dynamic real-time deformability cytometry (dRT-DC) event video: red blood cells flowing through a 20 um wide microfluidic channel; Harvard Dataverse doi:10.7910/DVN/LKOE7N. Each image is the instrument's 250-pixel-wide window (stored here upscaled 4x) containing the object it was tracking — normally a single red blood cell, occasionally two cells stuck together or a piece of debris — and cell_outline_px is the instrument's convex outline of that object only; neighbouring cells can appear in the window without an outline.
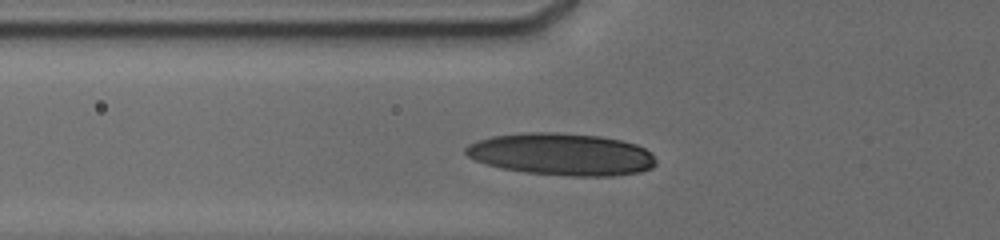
{"species": "human", "species_latin": "Homo sapiens", "temperature_condition": "cold", "stored_images_in_passage": 24, "camera_frame_rate_fps": 3000, "um_per_image_px": 0.085, "donor": {"sex": "male"}, "frame": {"image": 1, "passage_image": 5, "time_ms": 1.667, "image_size_px": [1000, 240], "cell_outline_px": [[656, 164], [652, 168], [640, 172], [612, 176], [564, 176], [524, 172], [500, 168], [476, 160], [468, 156], [464, 152], [464, 148], [468, 144], [476, 140], [492, 136], [528, 132], [552, 132], [600, 136], [620, 140], [636, 144], [652, 152], [656, 160]], "centroid_in_image_um": [47.74, 13.12], "position_along_channel_um": 78.1, "area_um2": 46.99}}
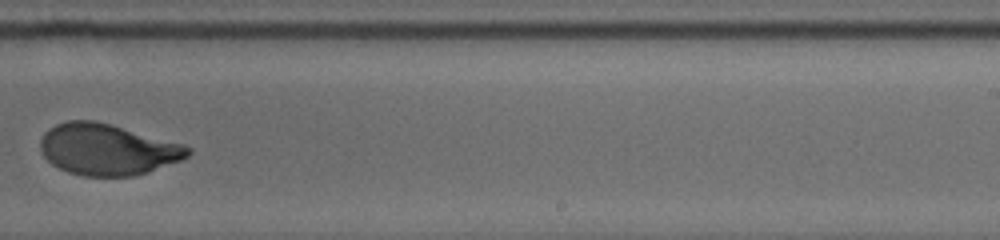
{"frame": {"image": 2, "passage_image": 16, "time_ms": 7.0, "image_size_px": [1000, 240], "cell_outline_px": [[192, 152], [188, 156], [180, 160], [148, 172], [132, 176], [84, 176], [68, 172], [52, 164], [44, 156], [40, 148], [40, 140], [44, 132], [48, 128], [56, 124], [68, 120], [96, 120], [184, 144], [192, 148]], "centroid_in_image_um": [9.12, 12.69], "position_along_channel_um": 279.9, "area_um2": 44.1}}
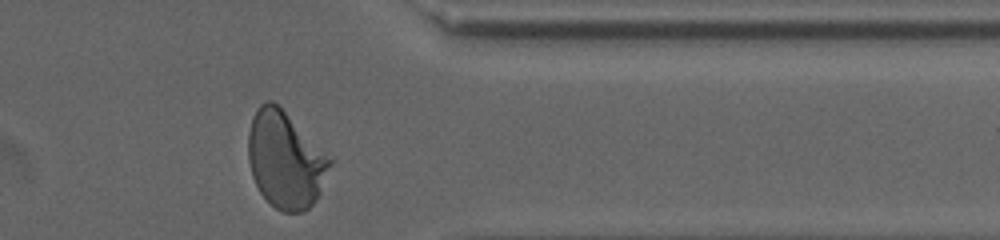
{"frame": {"image": 3, "passage_image": 24, "time_ms": 10.0, "image_size_px": [1000, 240], "cell_outline_px": [[336, 160], [316, 200], [304, 212], [284, 212], [276, 208], [260, 192], [252, 176], [248, 160], [248, 132], [252, 116], [256, 108], [264, 100], [272, 100]], "centroid_in_image_um": [24.29, 13.57], "position_along_channel_um": 387.1, "area_um2": 46.53}, "authors_computed_cell_mechanics": {"area_um2": 44.3037, "velocity_mm_per_s": 3.7853, "shape_relaxation_time_tau1_ms": 5.5531, "shape_relaxation_time_tau2_ms": null, "deformation_change_tau1": 0.199, "deformation_change_tau2": null}}